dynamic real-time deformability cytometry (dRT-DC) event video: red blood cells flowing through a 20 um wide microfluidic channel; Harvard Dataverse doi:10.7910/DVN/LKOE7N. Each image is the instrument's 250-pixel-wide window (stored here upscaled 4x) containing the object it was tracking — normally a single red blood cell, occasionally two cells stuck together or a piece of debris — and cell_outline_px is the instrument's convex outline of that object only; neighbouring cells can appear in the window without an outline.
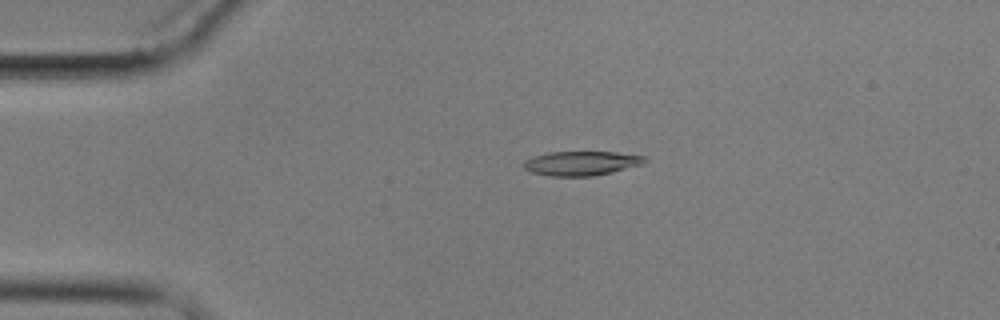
{"species": "common noctule bat (a hibernating species)", "species_latin": "Nyctalus noctula", "temperature_condition": "cold", "stored_images_in_passage": 3, "camera_frame_rate_fps": 3000, "um_per_image_px": 0.085, "animal": {"sex": "male", "body_mass_g": 17.9}, "frame": {"image": 1, "passage_image": 2, "time_ms": 1.333, "image_size_px": [1000, 320], "cell_outline_px": [[648, 160], [644, 164], [612, 172], [592, 176], [552, 176], [532, 172], [524, 168], [524, 160], [532, 156], [548, 152], [616, 152], [644, 156]], "centroid_in_image_um": [49.43, 13.87], "position_along_channel_um": 35.6, "area_um2": 17.17}}